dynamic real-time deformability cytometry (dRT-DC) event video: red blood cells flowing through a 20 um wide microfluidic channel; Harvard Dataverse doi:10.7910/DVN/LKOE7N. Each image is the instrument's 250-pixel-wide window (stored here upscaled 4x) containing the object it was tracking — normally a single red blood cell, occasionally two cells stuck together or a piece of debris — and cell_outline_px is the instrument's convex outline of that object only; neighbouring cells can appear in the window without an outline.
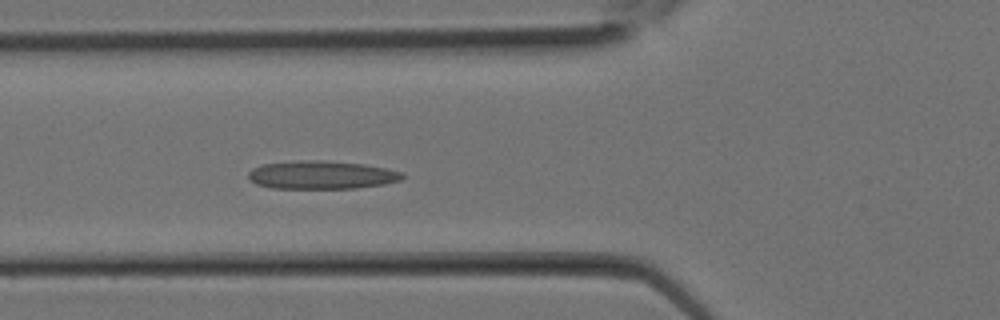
{"species": "Egyptian fruit bat (a non-hibernating species)", "species_latin": "Rousettus aegyptiacus", "temperature_condition": "room temperature", "stored_images_in_passage": 6, "camera_frame_rate_fps": 3000, "um_per_image_px": 0.085, "animal": {"sex": "female"}, "frame": {"image": 1, "passage_image": 6, "time_ms": 1.667, "image_size_px": [1000, 320], "cell_outline_px": [[404, 176], [400, 180], [384, 184], [356, 188], [272, 188], [256, 184], [248, 180], [248, 172], [252, 168], [264, 164], [296, 160], [320, 160], [364, 164], [388, 168], [404, 172]], "centroid_in_image_um": [27.32, 14.86], "position_along_channel_um": 98.5, "area_um2": 25.49}}